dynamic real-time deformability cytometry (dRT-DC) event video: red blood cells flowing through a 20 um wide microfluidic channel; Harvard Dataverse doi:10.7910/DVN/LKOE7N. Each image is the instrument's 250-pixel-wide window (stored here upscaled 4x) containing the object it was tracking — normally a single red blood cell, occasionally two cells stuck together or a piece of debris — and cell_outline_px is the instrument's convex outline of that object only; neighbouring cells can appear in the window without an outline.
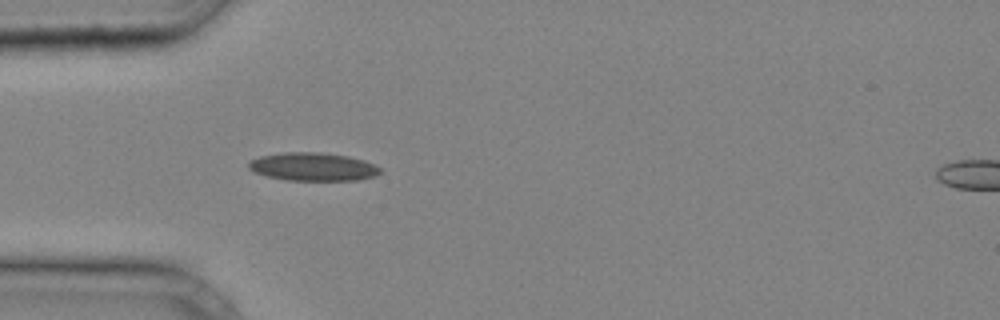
{"species": "common noctule bat (a hibernating species)", "species_latin": "Nyctalus noctula", "temperature_condition": "cold", "stored_images_in_passage": 27, "camera_frame_rate_fps": 3000, "um_per_image_px": 0.085, "animal": {"sex": "male", "body_mass_g": 20.4}, "frame": {"image": 1, "passage_image": 1, "time_ms": 0.0, "image_size_px": [1000, 320], "cell_outline_px": [[384, 172], [376, 176], [360, 180], [284, 180], [252, 172], [248, 168], [248, 160], [260, 156], [284, 152], [320, 152], [348, 156], [364, 160], [380, 168]], "centroid_in_image_um": [26.59, 14.17], "position_along_channel_um": 58.4, "area_um2": 21.85}}
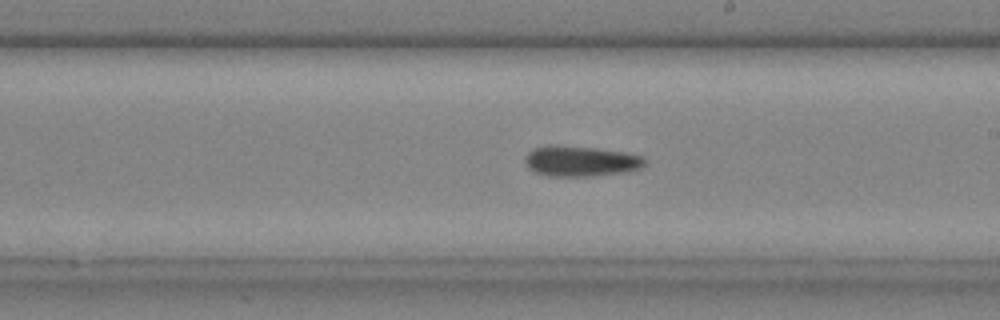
{"frame": {"image": 2, "passage_image": 12, "time_ms": 3.667, "image_size_px": [1000, 320], "cell_outline_px": [[648, 164], [640, 168], [624, 172], [588, 176], [548, 176], [536, 172], [528, 168], [524, 160], [524, 156], [532, 148], [548, 144], [560, 144], [596, 148], [628, 152], [644, 156], [648, 160]], "centroid_in_image_um": [49.37, 13.67], "position_along_channel_um": 239.6, "area_um2": 21.85}}